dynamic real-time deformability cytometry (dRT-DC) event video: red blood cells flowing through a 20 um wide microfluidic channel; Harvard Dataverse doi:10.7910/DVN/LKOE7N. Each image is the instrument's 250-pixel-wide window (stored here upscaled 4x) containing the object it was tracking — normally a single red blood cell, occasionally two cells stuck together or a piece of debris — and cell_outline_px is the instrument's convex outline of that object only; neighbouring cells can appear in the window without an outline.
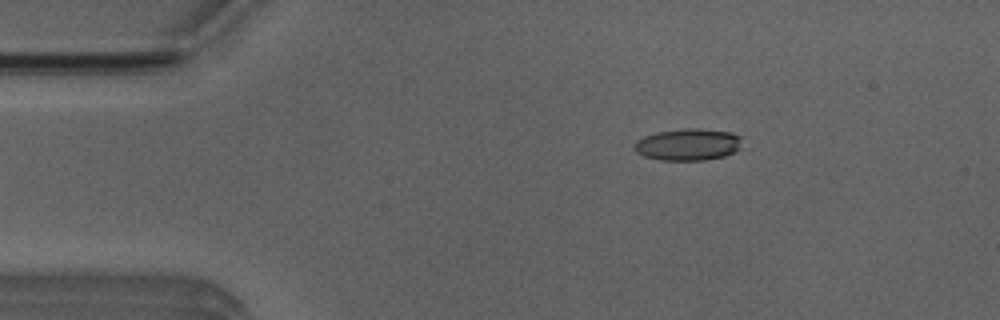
{"species": "Egyptian fruit bat (a non-hibernating species)", "species_latin": "Rousettus aegyptiacus", "temperature_condition": "room temperature", "stored_images_in_passage": 20, "camera_frame_rate_fps": 3000, "um_per_image_px": 0.085, "animal": {"sex": "male"}, "frame": {"image": 1, "passage_image": 9, "time_ms": 2.667, "image_size_px": [1000, 320], "cell_outline_px": [[740, 148], [724, 156], [704, 160], [660, 160], [644, 156], [636, 152], [632, 144], [636, 140], [644, 136], [660, 132], [684, 128], [700, 128], [732, 132], [740, 136]], "centroid_in_image_um": [58.46, 12.28], "position_along_channel_um": 26.5, "area_um2": 20.0}}